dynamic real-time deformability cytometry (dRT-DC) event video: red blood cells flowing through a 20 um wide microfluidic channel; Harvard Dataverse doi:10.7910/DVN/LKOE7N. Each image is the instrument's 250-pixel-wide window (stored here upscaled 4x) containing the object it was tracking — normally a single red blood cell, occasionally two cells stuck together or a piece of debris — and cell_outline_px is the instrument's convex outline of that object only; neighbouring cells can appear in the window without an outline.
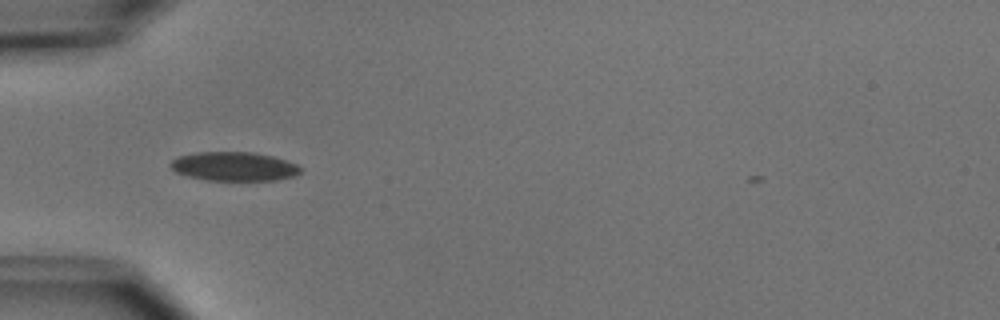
{"species": "common noctule bat (a hibernating species)", "species_latin": "Nyctalus noctula", "temperature_condition": "cold", "stored_images_in_passage": 36, "camera_frame_rate_fps": 3000, "um_per_image_px": 0.085, "animal": {"sex": "male", "body_mass_g": 15.6}, "frame": {"image": 1, "passage_image": 1, "time_ms": 0.0, "image_size_px": [1000, 320], "cell_outline_px": [[300, 172], [292, 176], [276, 180], [208, 180], [188, 176], [176, 172], [168, 164], [172, 160], [180, 156], [196, 152], [252, 152], [272, 156], [296, 164], [300, 168]], "centroid_in_image_um": [19.86, 14.14], "position_along_channel_um": 65.1, "area_um2": 21.68}}
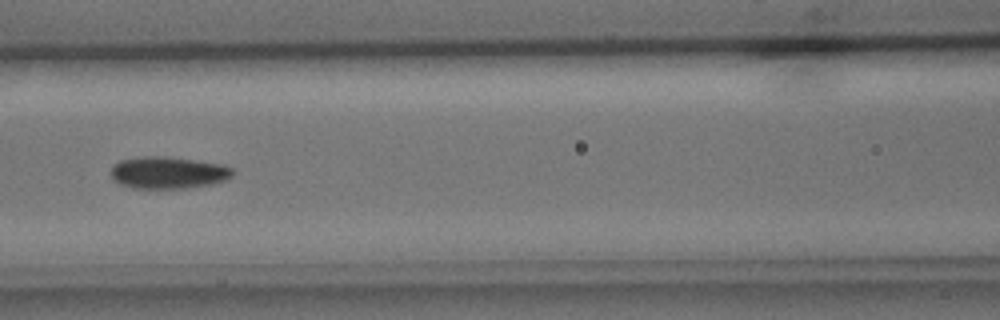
{"frame": {"image": 2, "passage_image": 8, "time_ms": 2.333, "image_size_px": [1000, 320], "cell_outline_px": [[232, 176], [228, 180], [212, 184], [184, 188], [132, 188], [120, 184], [112, 180], [112, 164], [120, 160], [144, 156], [168, 156], [224, 164], [232, 168]], "centroid_in_image_um": [14.3, 14.67], "position_along_channel_um": 152.3, "area_um2": 22.95}}
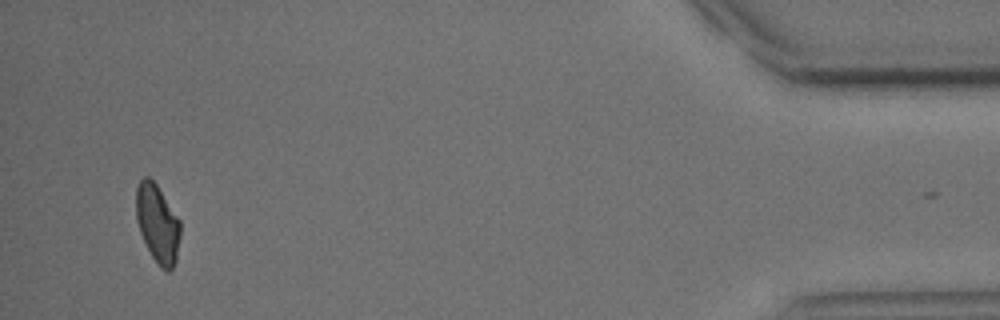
{"frame": {"image": 3, "passage_image": 35, "time_ms": 11.333, "image_size_px": [1000, 320], "cell_outline_px": [[180, 236], [176, 260], [172, 268], [168, 272], [160, 268], [152, 256], [140, 232], [136, 220], [136, 188], [140, 180], [144, 176], [148, 176], [156, 184], [180, 220]], "centroid_in_image_um": [13.39, 19.0], "position_along_channel_um": 421.8, "area_um2": 20.06}, "authors_computed_cell_mechanics": {"area_um2": 21.6461, "velocity_mm_per_s": 3.7796, "shape_relaxation_time_tau1_ms": 3.6589, "shape_relaxation_time_tau2_ms": 5.8377, "deformation_change_tau1": 0.0982, "deformation_change_tau2": 0.0897}}